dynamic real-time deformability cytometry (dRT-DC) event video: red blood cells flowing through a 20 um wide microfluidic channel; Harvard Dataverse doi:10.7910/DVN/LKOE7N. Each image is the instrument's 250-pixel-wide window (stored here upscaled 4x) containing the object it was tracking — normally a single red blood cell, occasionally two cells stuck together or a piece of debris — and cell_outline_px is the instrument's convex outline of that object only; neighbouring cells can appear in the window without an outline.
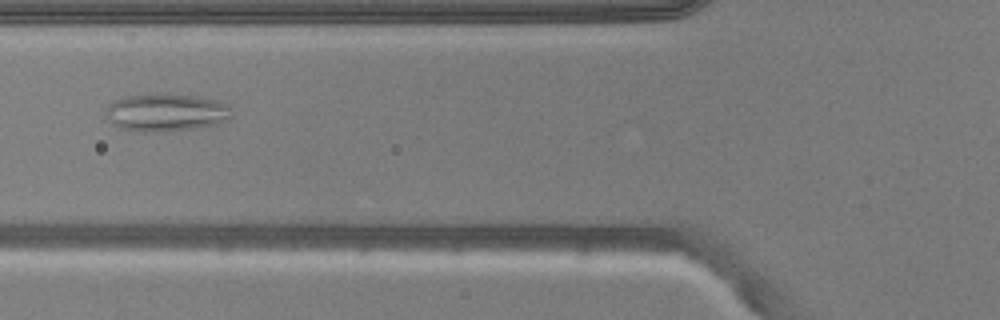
{"species": "common noctule bat (a hibernating species)", "species_latin": "Nyctalus noctula", "temperature_condition": "warm", "stored_images_in_passage": 39, "camera_frame_rate_fps": 3000, "um_per_image_px": 0.085, "animal": {"sex": "male", "body_mass_g": 20.5, "forearm_length_mm": 52.5}, "frame": {"image": 1, "passage_image": 7, "time_ms": 2.0, "image_size_px": [1000, 320], "cell_outline_px": [[228, 120], [220, 124], [192, 128], [144, 132], [140, 132], [120, 128], [112, 124], [108, 116], [108, 104], [112, 100], [124, 96], [196, 96], [216, 100], [224, 104], [228, 108]], "centroid_in_image_um": [14.08, 9.59], "position_along_channel_um": 111.7, "area_um2": 26.47}}
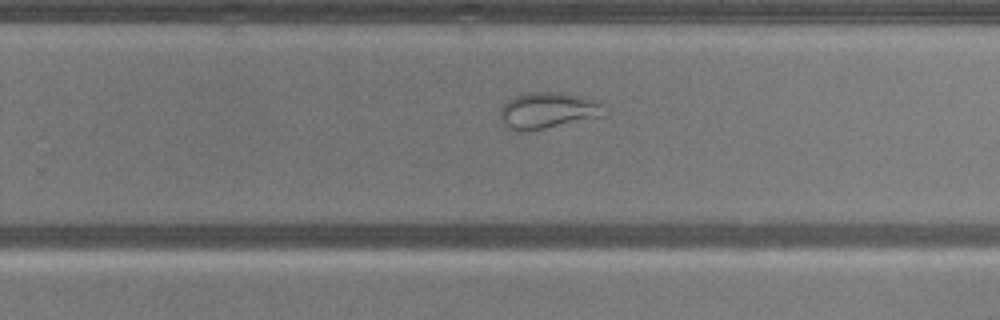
{"frame": {"image": 2, "passage_image": 20, "time_ms": 6.333, "image_size_px": [1000, 320], "cell_outline_px": [[608, 112], [604, 116], [524, 132], [516, 132], [500, 120], [500, 108], [512, 96], [524, 92], [556, 92], [600, 100]], "centroid_in_image_um": [46.58, 9.38], "position_along_channel_um": 283.2, "area_um2": 22.25}}
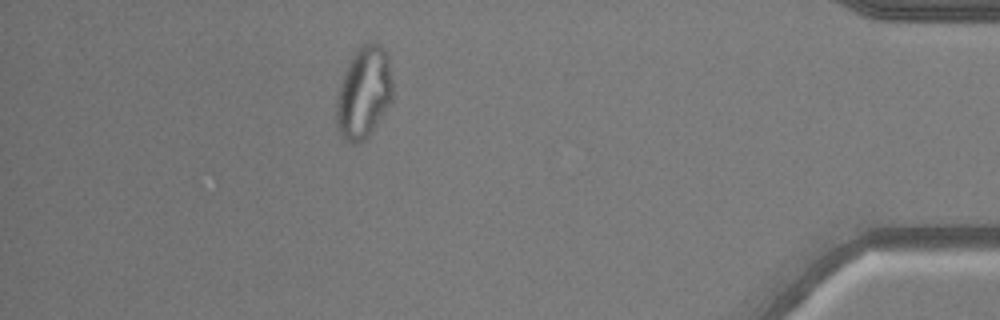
{"frame": {"image": 3, "passage_image": 33, "time_ms": 10.667, "image_size_px": [1000, 320], "cell_outline_px": [[392, 100], [372, 132], [360, 144], [352, 144], [340, 132], [336, 124], [336, 96], [344, 72], [348, 64], [356, 52], [364, 44], [376, 40], [384, 48], [388, 56], [392, 80]], "centroid_in_image_um": [30.93, 7.88], "position_along_channel_um": 404.3, "area_um2": 30.11}, "authors_computed_cell_mechanics": {"area_um2": 27.6284, "velocity_mm_per_s": 3.9516, "shape_relaxation_time_tau1_ms": null, "shape_relaxation_time_tau2_ms": 1.114, "deformation_change_tau1": null, "deformation_change_tau2": 0.076}}